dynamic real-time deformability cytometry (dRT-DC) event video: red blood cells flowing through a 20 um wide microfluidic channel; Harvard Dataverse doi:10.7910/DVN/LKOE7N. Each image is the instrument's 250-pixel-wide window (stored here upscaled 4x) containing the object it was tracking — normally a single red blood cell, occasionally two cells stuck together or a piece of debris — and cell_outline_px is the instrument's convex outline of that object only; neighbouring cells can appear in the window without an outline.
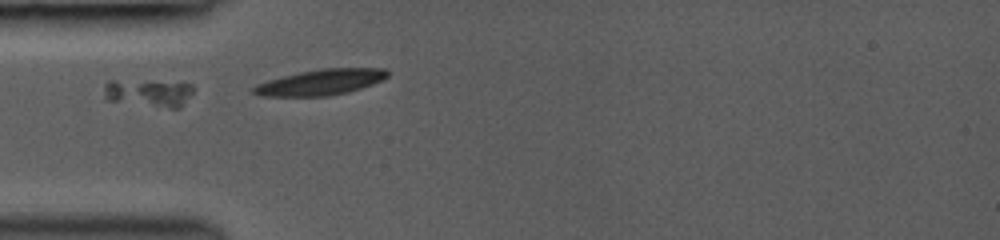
{"species": "common noctule bat (a hibernating species)", "species_latin": "Nyctalus noctula", "temperature_condition": "room temperature", "stored_images_in_passage": 18, "segment_of_instrument_passage": [2, 2], "camera_frame_rate_fps": 3000, "um_per_image_px": 0.085, "animal": {"sex": "female", "body_mass_g": 19.0, "forearm_length_mm": 53.3}, "frame": {"image": 1, "passage_image": 12, "time_ms": 1.667, "image_size_px": [1000, 240], "cell_outline_px": [[196, 88], [180, 108], [168, 108], [104, 100], [104, 84], [108, 80], [116, 80], [192, 84]], "centroid_in_image_um": [12.6, 7.91], "position_along_channel_um": 72.4, "area_um2": 14.28}}